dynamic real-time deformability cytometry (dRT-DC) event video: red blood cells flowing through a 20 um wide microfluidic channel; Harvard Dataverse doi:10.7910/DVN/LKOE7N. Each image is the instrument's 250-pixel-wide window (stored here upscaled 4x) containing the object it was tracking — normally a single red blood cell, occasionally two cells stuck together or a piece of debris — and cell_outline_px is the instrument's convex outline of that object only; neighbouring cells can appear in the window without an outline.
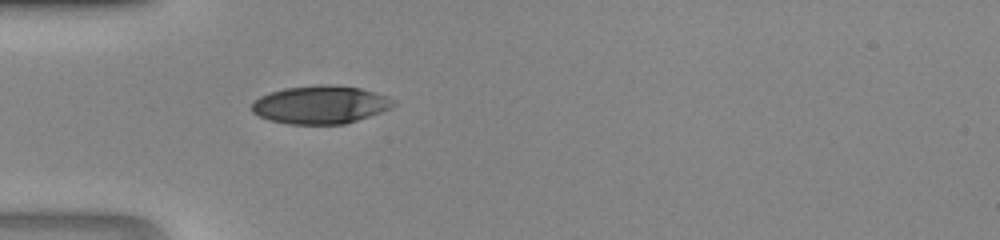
{"species": "human", "species_latin": "Homo sapiens", "temperature_condition": "room temperature", "stored_images_in_passage": 28, "camera_frame_rate_fps": 3000, "um_per_image_px": 0.085, "donor": {"sex": "male"}, "frame": {"image": 1, "passage_image": 1, "time_ms": 0.0, "image_size_px": [1000, 240], "cell_outline_px": [[396, 104], [380, 112], [344, 124], [288, 124], [268, 120], [252, 112], [252, 104], [260, 96], [284, 88], [320, 84], [336, 84], [360, 88], [396, 100]], "centroid_in_image_um": [27.21, 8.89], "position_along_channel_um": 57.8, "area_um2": 31.21}}
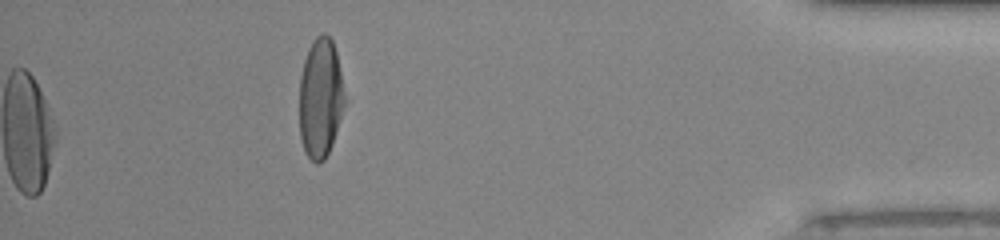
{"frame": {"image": 2, "passage_image": 28, "time_ms": 9.0, "image_size_px": [1000, 240], "cell_outline_px": [[344, 104], [332, 144], [324, 160], [320, 164], [316, 164], [304, 152], [300, 136], [300, 76], [304, 60], [308, 48], [312, 40], [316, 36], [324, 32], [332, 40], [336, 52], [340, 72], [344, 96]], "centroid_in_image_um": [27.21, 8.34], "position_along_channel_um": 408.0, "area_um2": 31.33}}